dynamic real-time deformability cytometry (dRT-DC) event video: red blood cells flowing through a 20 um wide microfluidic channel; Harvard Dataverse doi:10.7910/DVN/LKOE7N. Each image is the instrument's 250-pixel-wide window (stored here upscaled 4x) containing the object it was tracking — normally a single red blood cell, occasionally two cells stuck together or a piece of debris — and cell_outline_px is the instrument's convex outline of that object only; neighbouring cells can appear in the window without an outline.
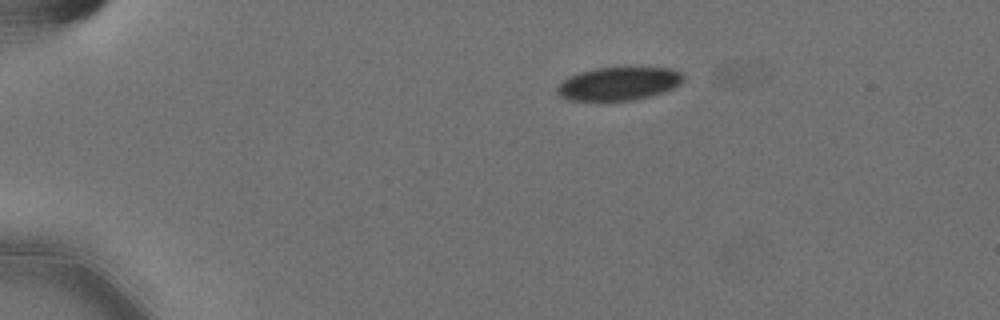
{"species": "Egyptian fruit bat (a non-hibernating species)", "species_latin": "Rousettus aegyptiacus", "temperature_condition": "cold", "stored_images_in_passage": 2, "camera_frame_rate_fps": 3000, "um_per_image_px": 0.085, "animal": {"sex": "female"}, "frame": {"image": 1, "passage_image": 1, "time_ms": 0.0, "image_size_px": [1000, 320], "cell_outline_px": [[684, 80], [680, 84], [664, 92], [632, 100], [600, 104], [564, 100], [556, 96], [556, 88], [564, 80], [580, 72], [596, 68], [672, 68], [680, 72], [684, 76]], "centroid_in_image_um": [52.5, 7.18], "position_along_channel_um": 32.5, "area_um2": 25.26}}